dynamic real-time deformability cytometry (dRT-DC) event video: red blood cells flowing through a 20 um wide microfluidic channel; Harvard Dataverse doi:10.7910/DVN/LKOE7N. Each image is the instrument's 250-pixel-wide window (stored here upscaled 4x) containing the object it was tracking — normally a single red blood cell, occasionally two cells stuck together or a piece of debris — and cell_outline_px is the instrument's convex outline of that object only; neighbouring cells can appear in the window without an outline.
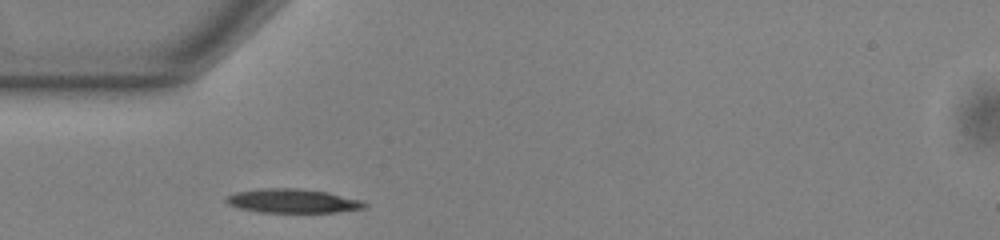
{"species": "common noctule bat (a hibernating species)", "species_latin": "Nyctalus noctula", "temperature_condition": "warm", "stored_images_in_passage": 38, "camera_frame_rate_fps": 3000, "um_per_image_px": 0.085, "animal": {"sex": "male", "body_mass_g": 13.0, "forearm_length_mm": 53.1}, "frame": {"image": 1, "passage_image": 1, "time_ms": 0.0, "image_size_px": [1000, 240], "cell_outline_px": [[368, 204], [364, 208], [336, 212], [256, 212], [240, 208], [228, 204], [224, 200], [228, 196], [236, 192], [260, 188], [300, 188], [328, 192], [360, 200]], "centroid_in_image_um": [24.86, 17.07], "position_along_channel_um": 60.1, "area_um2": 19.31}}
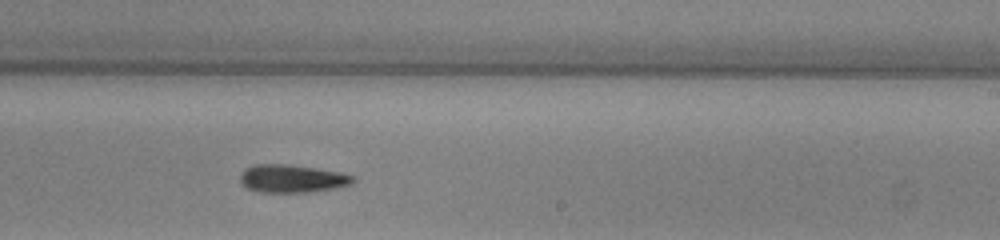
{"frame": {"image": 2, "passage_image": 17, "time_ms": 5.333, "image_size_px": [1000, 240], "cell_outline_px": [[356, 180], [352, 184], [336, 188], [308, 192], [256, 192], [248, 188], [240, 180], [240, 172], [244, 168], [252, 164], [284, 164], [316, 168], [340, 172], [356, 176]], "centroid_in_image_um": [24.83, 15.17], "position_along_channel_um": 264.2, "area_um2": 18.55}}
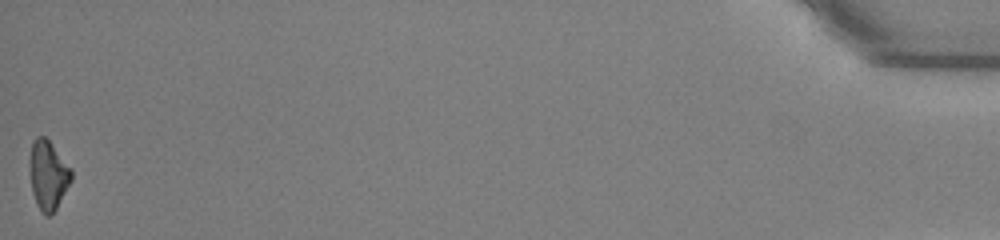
{"frame": {"image": 3, "passage_image": 38, "time_ms": 12.333, "image_size_px": [1000, 240], "cell_outline_px": [[72, 180], [56, 208], [48, 216], [44, 216], [40, 212], [36, 204], [32, 192], [28, 164], [28, 160], [32, 140], [36, 136], [44, 136], [48, 140], [72, 168]], "centroid_in_image_um": [4.06, 14.87], "position_along_channel_um": 431.1, "area_um2": 17.11}, "authors_computed_cell_mechanics": {"area_um2": 17.918, "velocity_mm_per_s": 3.8727, "shape_relaxation_time_tau1_ms": 8.5898, "shape_relaxation_time_tau2_ms": null, "deformation_change_tau1": 0.2033, "deformation_change_tau2": null}}